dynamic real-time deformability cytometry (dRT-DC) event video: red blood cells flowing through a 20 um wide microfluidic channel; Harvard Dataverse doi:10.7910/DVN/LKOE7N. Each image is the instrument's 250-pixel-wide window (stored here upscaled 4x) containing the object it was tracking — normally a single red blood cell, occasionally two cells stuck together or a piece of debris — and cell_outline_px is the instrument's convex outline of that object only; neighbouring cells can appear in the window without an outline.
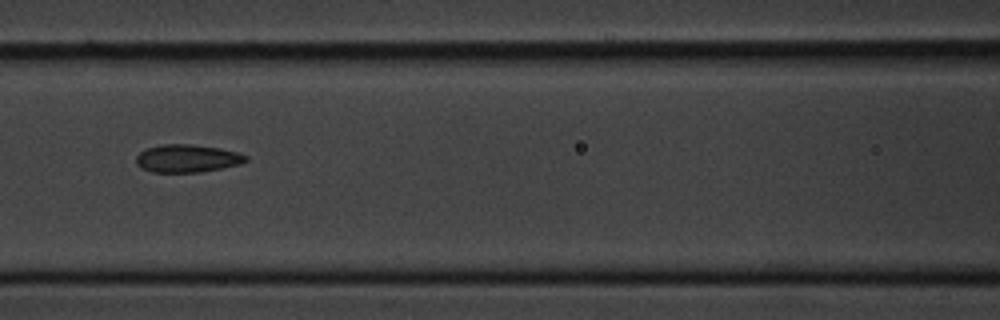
{"species": "common noctule bat (a hibernating species)", "species_latin": "Nyctalus noctula", "temperature_condition": "cold", "stored_images_in_passage": 6, "camera_frame_rate_fps": 3000, "um_per_image_px": 0.085, "animal": {"sex": "male", "body_mass_g": 20.1, "forearm_length_mm": 53.5}, "frame": {"image": 1, "passage_image": 3, "time_ms": 2.333, "image_size_px": [1000, 320], "cell_outline_px": [[248, 160], [240, 164], [200, 172], [152, 172], [136, 164], [136, 156], [140, 152], [148, 148], [160, 144], [192, 144], [220, 148], [236, 152], [248, 156]], "centroid_in_image_um": [15.91, 13.46], "position_along_channel_um": 150.7, "area_um2": 17.69}}
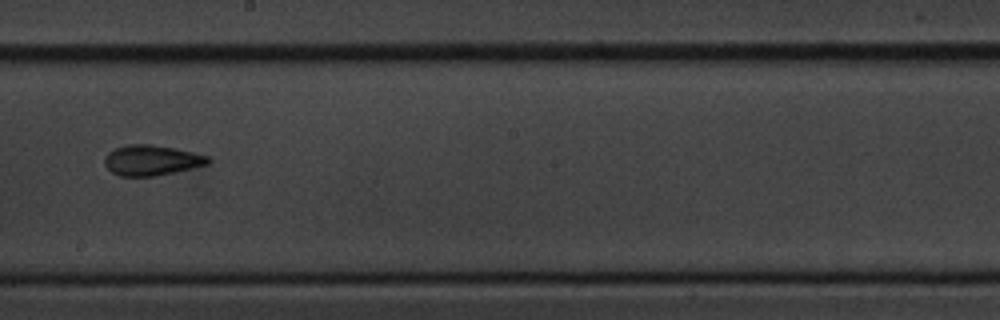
{"frame": {"image": 2, "passage_image": 5, "time_ms": 4.667, "image_size_px": [1000, 320], "cell_outline_px": [[212, 160], [208, 164], [156, 176], [120, 176], [112, 172], [104, 164], [104, 156], [108, 152], [116, 148], [128, 144], [148, 144], [172, 148], [192, 152], [208, 156]], "centroid_in_image_um": [12.86, 13.62], "position_along_channel_um": 235.3, "area_um2": 18.15}}
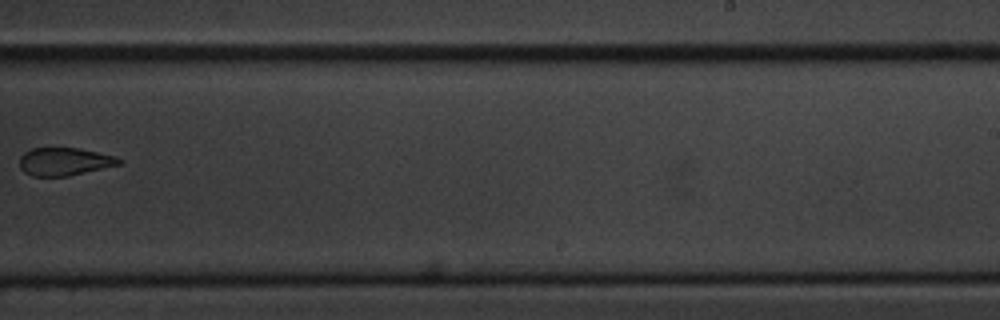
{"frame": {"image": 3, "passage_image": 6, "time_ms": 6.0, "image_size_px": [1000, 320], "cell_outline_px": [[120, 164], [68, 176], [32, 176], [24, 172], [20, 168], [20, 156], [24, 152], [32, 148], [80, 148], [112, 156], [120, 160]], "centroid_in_image_um": [5.4, 13.73], "position_along_channel_um": 283.6, "area_um2": 15.9}}